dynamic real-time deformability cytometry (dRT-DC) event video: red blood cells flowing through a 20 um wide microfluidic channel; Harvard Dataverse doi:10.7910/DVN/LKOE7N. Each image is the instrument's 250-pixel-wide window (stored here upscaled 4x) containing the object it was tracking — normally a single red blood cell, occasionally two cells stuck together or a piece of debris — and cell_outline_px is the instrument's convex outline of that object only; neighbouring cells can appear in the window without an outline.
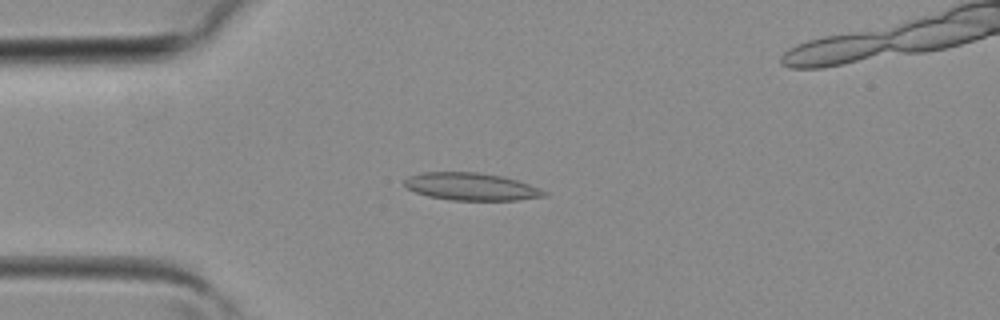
{"species": "common noctule bat (a hibernating species)", "species_latin": "Nyctalus noctula", "temperature_condition": "room temperature", "stored_images_in_passage": 35, "camera_frame_rate_fps": 3000, "um_per_image_px": 0.085, "animal": {"sex": "female", "body_mass_g": 19.3, "forearm_length_mm": 54.1}, "frame": {"image": 1, "passage_image": 4, "time_ms": 1.0, "image_size_px": [1000, 320], "cell_outline_px": [[548, 196], [516, 200], [452, 200], [428, 196], [416, 192], [408, 188], [404, 184], [404, 180], [408, 176], [424, 172], [476, 172], [504, 176], [540, 188], [548, 192]], "centroid_in_image_um": [40.07, 15.86], "position_along_channel_um": 44.9, "area_um2": 22.37}}
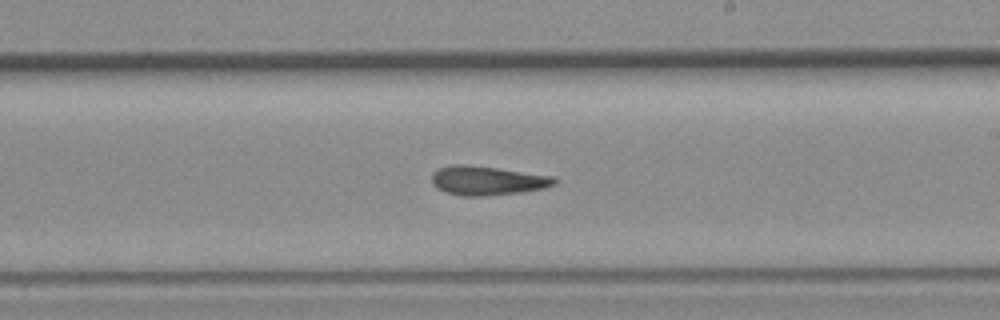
{"frame": {"image": 2, "passage_image": 17, "time_ms": 5.333, "image_size_px": [1000, 320], "cell_outline_px": [[560, 180], [556, 184], [544, 188], [520, 192], [484, 196], [460, 196], [444, 192], [432, 184], [432, 172], [436, 168], [452, 164], [468, 164], [556, 176]], "centroid_in_image_um": [41.42, 15.34], "position_along_channel_um": 247.6, "area_um2": 21.21}}
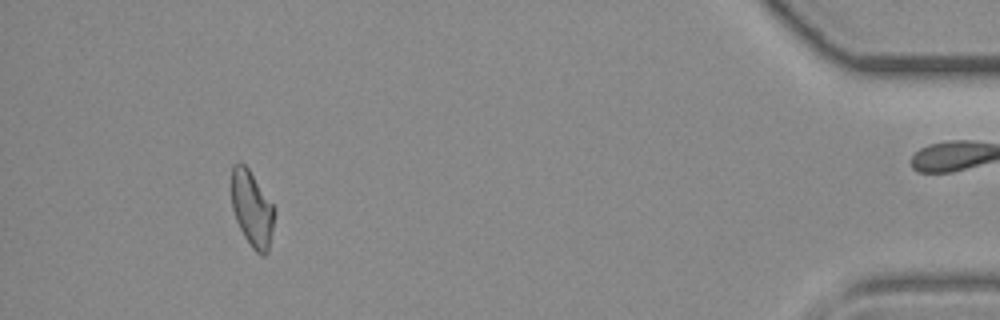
{"frame": {"image": 3, "passage_image": 31, "time_ms": 10.0, "image_size_px": [1000, 320], "cell_outline_px": [[276, 208], [268, 252], [264, 256], [260, 256], [252, 248], [244, 236], [236, 220], [232, 208], [232, 164], [244, 164], [248, 168]], "centroid_in_image_um": [21.44, 17.78], "position_along_channel_um": 413.8, "area_um2": 18.9}}